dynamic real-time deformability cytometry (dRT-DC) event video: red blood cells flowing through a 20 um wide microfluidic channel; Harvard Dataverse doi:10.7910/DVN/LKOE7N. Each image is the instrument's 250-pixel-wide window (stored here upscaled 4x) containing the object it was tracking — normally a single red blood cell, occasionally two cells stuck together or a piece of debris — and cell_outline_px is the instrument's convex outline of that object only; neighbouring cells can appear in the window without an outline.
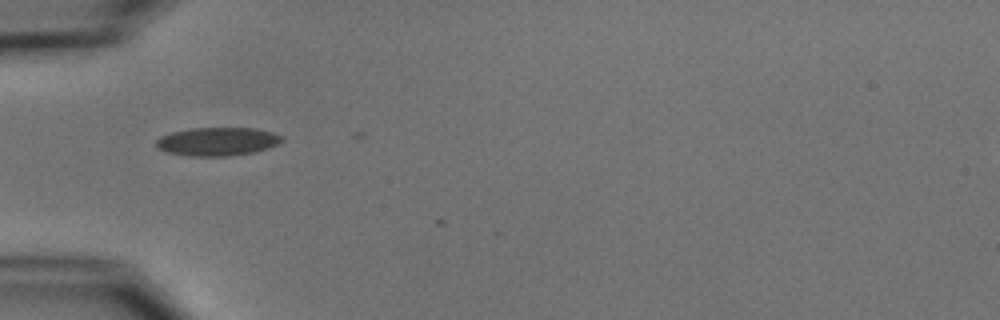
{"species": "common noctule bat (a hibernating species)", "species_latin": "Nyctalus noctula", "temperature_condition": "cold", "stored_images_in_passage": 3, "camera_frame_rate_fps": 3000, "um_per_image_px": 0.085, "animal": {"sex": "male", "body_mass_g": 15.6}, "frame": {"image": 1, "passage_image": 2, "time_ms": 0.333, "image_size_px": [1000, 320], "cell_outline_px": [[284, 140], [268, 148], [252, 152], [228, 156], [192, 156], [168, 152], [156, 148], [156, 140], [160, 136], [172, 132], [192, 128], [256, 128], [272, 132], [284, 136]], "centroid_in_image_um": [18.48, 12.02], "position_along_channel_um": 66.5, "area_um2": 20.75}}